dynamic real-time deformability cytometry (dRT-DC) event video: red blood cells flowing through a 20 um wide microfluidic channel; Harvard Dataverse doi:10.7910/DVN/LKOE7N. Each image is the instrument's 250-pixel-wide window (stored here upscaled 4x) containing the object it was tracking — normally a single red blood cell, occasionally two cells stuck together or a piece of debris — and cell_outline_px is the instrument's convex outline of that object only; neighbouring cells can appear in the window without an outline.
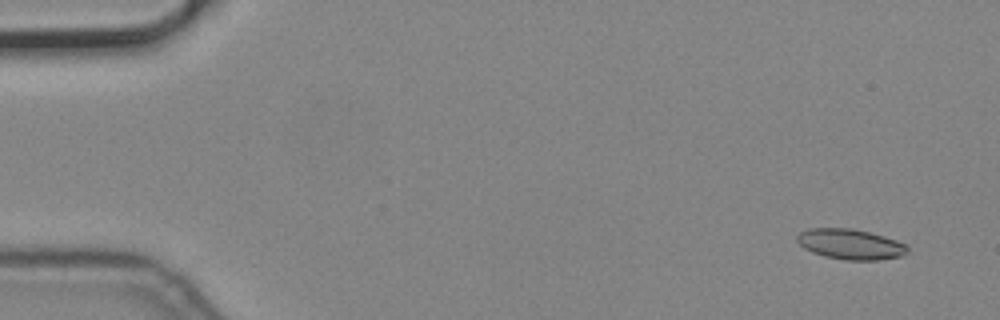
{"species": "common noctule bat (a hibernating species)", "species_latin": "Nyctalus noctula", "temperature_condition": "cold", "stored_images_in_passage": 5, "segment_of_instrument_passage": [1, 2], "camera_frame_rate_fps": 3000, "um_per_image_px": 0.085, "animal": {"sex": "male", "body_mass_g": 19.2, "forearm_length_mm": 51.8}, "frame": {"image": 1, "passage_image": 1, "time_ms": 0.0, "image_size_px": [1000, 320], "cell_outline_px": [[908, 252], [904, 256], [876, 260], [844, 260], [824, 256], [812, 252], [804, 248], [796, 240], [796, 236], [800, 232], [808, 228], [852, 228], [884, 236], [896, 240], [904, 244], [908, 248]], "centroid_in_image_um": [72.27, 20.76], "position_along_channel_um": 12.7, "area_um2": 19.59}}